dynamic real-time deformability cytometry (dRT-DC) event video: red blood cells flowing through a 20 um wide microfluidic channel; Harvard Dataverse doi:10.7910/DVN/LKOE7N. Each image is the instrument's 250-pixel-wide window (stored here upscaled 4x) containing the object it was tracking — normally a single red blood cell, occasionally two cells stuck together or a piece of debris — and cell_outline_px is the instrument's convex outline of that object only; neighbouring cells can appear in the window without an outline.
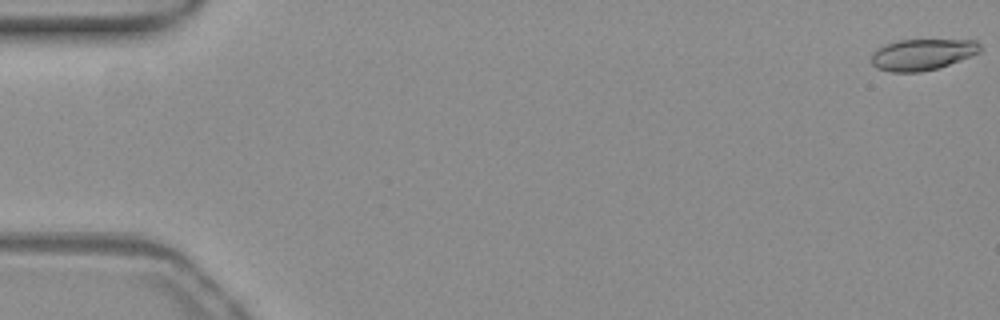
{"species": "common noctule bat (a hibernating species)", "species_latin": "Nyctalus noctula", "temperature_condition": "warm", "stored_images_in_passage": 48, "camera_frame_rate_fps": 3000, "um_per_image_px": 0.085, "animal": {"sex": "female", "body_mass_g": 19.3, "forearm_length_mm": 54.1}, "frame": {"image": 1, "passage_image": 1, "time_ms": 0.0, "image_size_px": [1000, 320], "cell_outline_px": [[980, 52], [948, 64], [936, 68], [920, 72], [892, 72], [876, 68], [872, 64], [872, 52], [896, 40], [976, 40], [980, 44]], "centroid_in_image_um": [78.38, 4.63], "position_along_channel_um": 6.6, "area_um2": 19.48}}
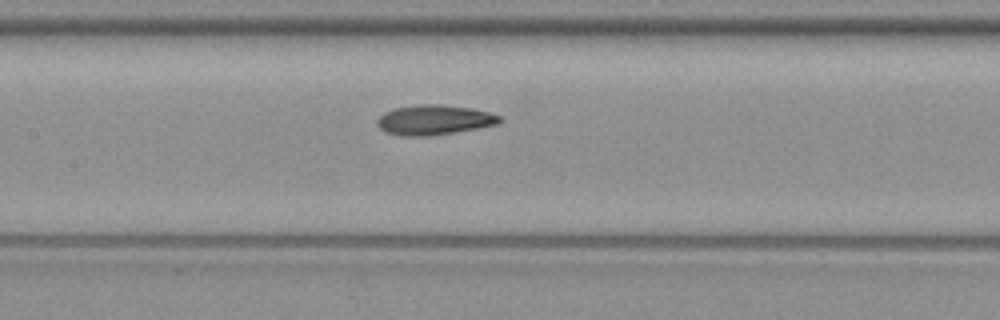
{"frame": {"image": 2, "passage_image": 26, "time_ms": 8.333, "image_size_px": [1000, 320], "cell_outline_px": [[500, 120], [496, 124], [476, 128], [428, 136], [400, 136], [384, 132], [376, 124], [376, 120], [384, 112], [396, 108], [420, 104], [440, 104], [472, 108], [488, 112], [500, 116]], "centroid_in_image_um": [36.83, 10.19], "position_along_channel_um": 170.6, "area_um2": 21.15}}
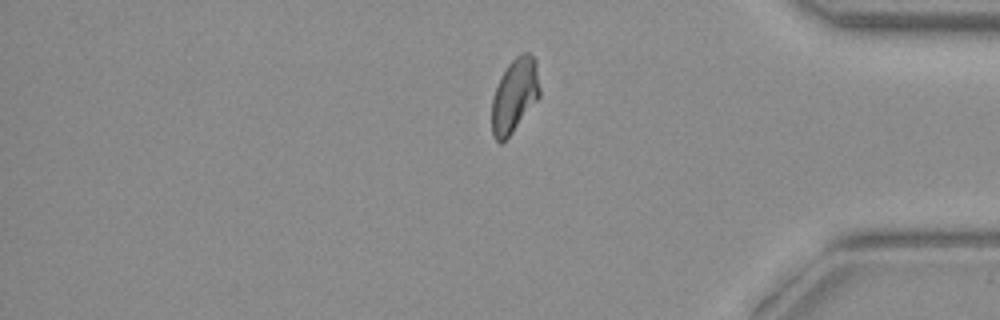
{"frame": {"image": 3, "passage_image": 45, "time_ms": 14.667, "image_size_px": [1000, 320], "cell_outline_px": [[540, 96], [512, 132], [500, 144], [492, 136], [492, 96], [508, 64], [520, 52], [528, 52], [536, 60], [540, 88]], "centroid_in_image_um": [43.74, 8.09], "position_along_channel_um": 391.5, "area_um2": 20.46}}